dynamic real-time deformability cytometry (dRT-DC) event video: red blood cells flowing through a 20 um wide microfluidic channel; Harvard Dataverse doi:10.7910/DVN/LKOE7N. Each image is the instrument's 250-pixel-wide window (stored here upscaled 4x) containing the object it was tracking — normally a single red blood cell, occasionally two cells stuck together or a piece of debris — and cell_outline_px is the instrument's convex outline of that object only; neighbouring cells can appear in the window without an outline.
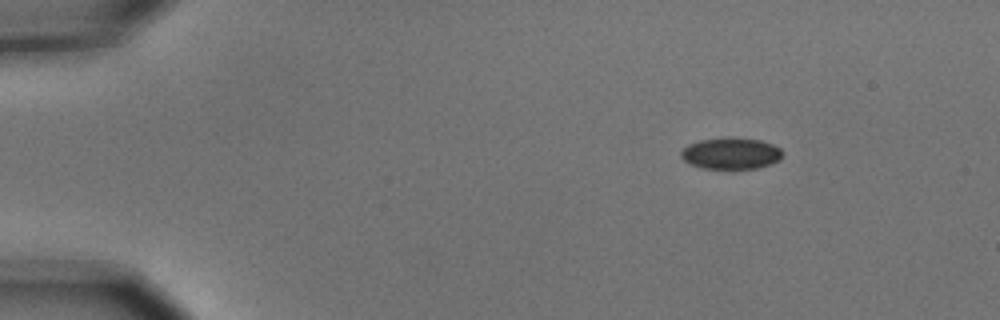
{"species": "common noctule bat (a hibernating species)", "species_latin": "Nyctalus noctula", "temperature_condition": "cold", "stored_images_in_passage": 9, "camera_frame_rate_fps": 3000, "um_per_image_px": 0.085, "animal": {"sex": "male", "body_mass_g": 15.6}, "frame": {"image": 1, "passage_image": 1, "time_ms": 0.0, "image_size_px": [1000, 320], "cell_outline_px": [[784, 152], [780, 160], [772, 164], [756, 168], [732, 172], [700, 168], [688, 164], [680, 156], [680, 152], [688, 144], [700, 140], [728, 136], [732, 136], [760, 140], [772, 144], [780, 148]], "centroid_in_image_um": [62.12, 13.08], "position_along_channel_um": 22.9, "area_um2": 19.77}}
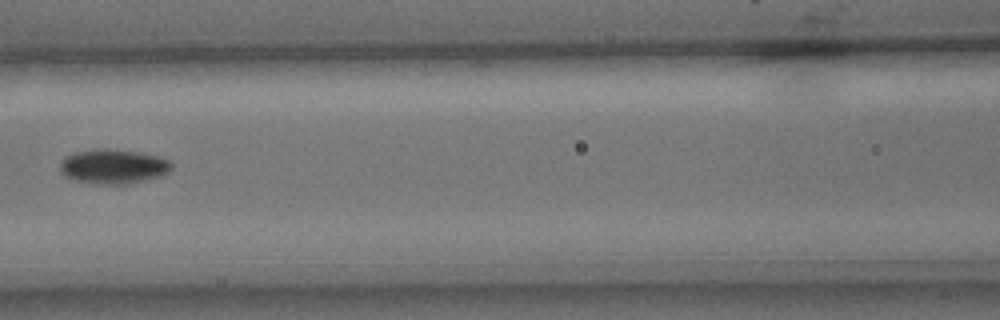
{"frame": {"image": 2, "passage_image": 6, "time_ms": 1.667, "image_size_px": [1000, 320], "cell_outline_px": [[172, 168], [168, 172], [160, 176], [128, 184], [92, 184], [72, 180], [64, 176], [60, 172], [60, 160], [64, 156], [76, 152], [96, 148], [108, 148], [140, 152], [156, 156], [168, 160], [172, 164]], "centroid_in_image_um": [9.57, 14.15], "position_along_channel_um": 157.0, "area_um2": 22.77}}
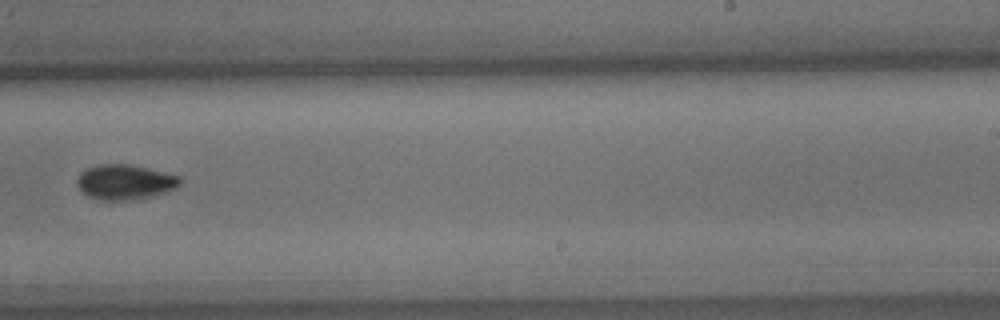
{"frame": {"image": 3, "passage_image": 9, "time_ms": 2.667, "image_size_px": [1000, 320], "cell_outline_px": [[180, 184], [176, 188], [152, 196], [124, 200], [100, 200], [88, 196], [76, 184], [76, 180], [80, 172], [88, 168], [100, 164], [128, 164], [148, 168], [180, 176]], "centroid_in_image_um": [10.6, 15.46], "position_along_channel_um": 278.4, "area_um2": 20.81}}